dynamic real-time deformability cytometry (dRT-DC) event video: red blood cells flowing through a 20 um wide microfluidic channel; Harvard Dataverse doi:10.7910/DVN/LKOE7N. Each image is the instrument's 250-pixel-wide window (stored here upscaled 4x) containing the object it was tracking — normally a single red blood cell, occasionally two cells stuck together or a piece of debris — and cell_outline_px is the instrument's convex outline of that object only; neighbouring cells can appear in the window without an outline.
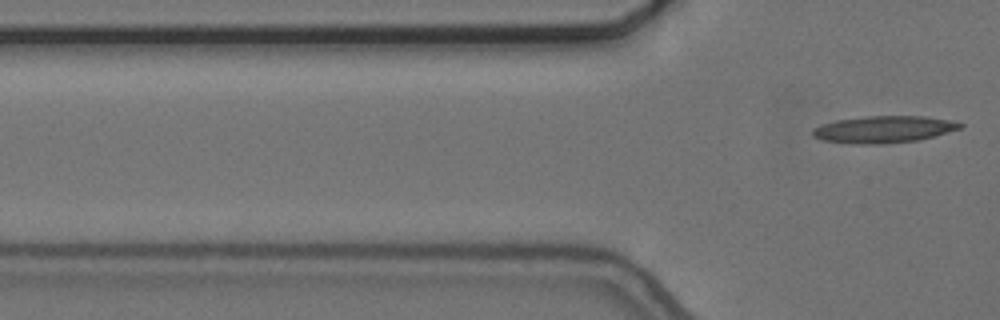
{"species": "common noctule bat (a hibernating species)", "species_latin": "Nyctalus noctula", "temperature_condition": "cold", "stored_images_in_passage": 2, "camera_frame_rate_fps": 3000, "um_per_image_px": 0.085, "animal": {"sex": "female", "body_mass_g": 24.6, "forearm_length_mm": 56.2}, "frame": {"image": 1, "passage_image": 2, "time_ms": 0.333, "image_size_px": [1000, 320], "cell_outline_px": [[964, 124], [960, 128], [920, 140], [880, 144], [852, 144], [824, 140], [812, 136], [812, 128], [820, 124], [836, 120], [864, 116], [924, 116], [948, 120]], "centroid_in_image_um": [75.05, 10.99], "position_along_channel_um": 50.7, "area_um2": 23.12}}